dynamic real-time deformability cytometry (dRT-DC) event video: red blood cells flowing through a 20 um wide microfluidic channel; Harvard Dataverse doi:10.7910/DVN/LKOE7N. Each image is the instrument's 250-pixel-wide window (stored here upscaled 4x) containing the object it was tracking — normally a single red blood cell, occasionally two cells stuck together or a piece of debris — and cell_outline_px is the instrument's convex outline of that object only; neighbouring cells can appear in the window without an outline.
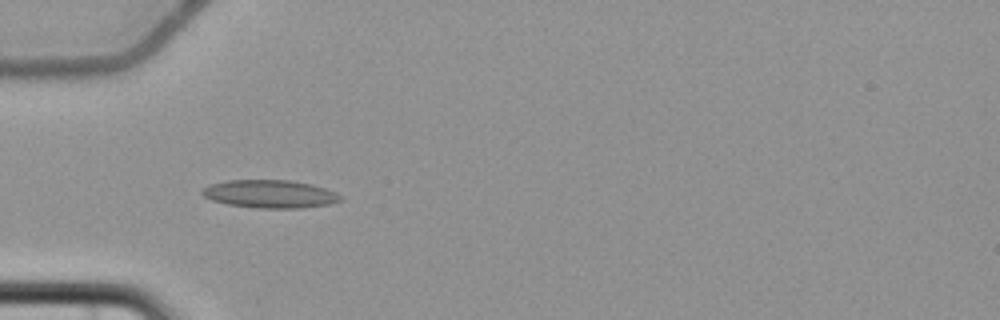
{"species": "common noctule bat (a hibernating species)", "species_latin": "Nyctalus noctula", "temperature_condition": "cold", "stored_images_in_passage": 5, "camera_frame_rate_fps": 3000, "um_per_image_px": 0.085, "animal": {"sex": "female", "body_mass_g": 22.7, "forearm_length_mm": 54.2}, "frame": {"image": 1, "passage_image": 5, "time_ms": 5.333, "image_size_px": [1000, 320], "cell_outline_px": [[340, 200], [328, 204], [304, 208], [256, 208], [228, 204], [212, 200], [204, 196], [200, 192], [204, 188], [212, 184], [228, 180], [288, 180], [312, 184], [336, 192], [340, 196]], "centroid_in_image_um": [22.94, 16.49], "position_along_channel_um": 62.1, "area_um2": 22.37}}